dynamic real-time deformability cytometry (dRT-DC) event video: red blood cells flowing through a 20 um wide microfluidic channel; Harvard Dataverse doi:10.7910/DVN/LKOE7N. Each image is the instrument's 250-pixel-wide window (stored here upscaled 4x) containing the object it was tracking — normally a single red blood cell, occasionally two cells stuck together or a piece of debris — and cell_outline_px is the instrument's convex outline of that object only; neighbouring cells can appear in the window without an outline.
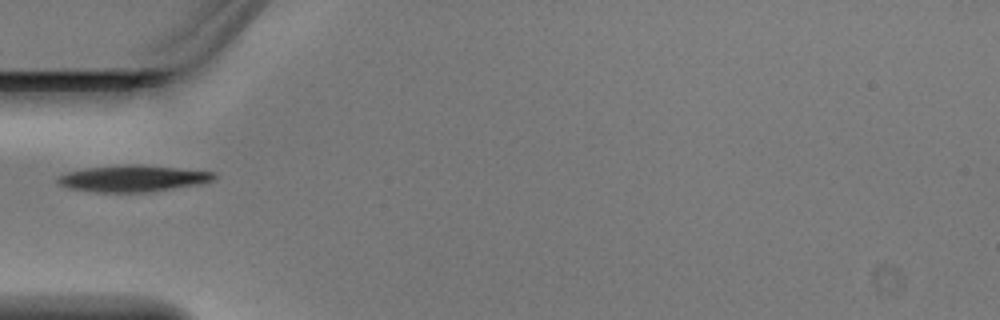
{"species": "Egyptian fruit bat (a non-hibernating species)", "species_latin": "Rousettus aegyptiacus", "temperature_condition": "warm", "stored_images_in_passage": 2, "camera_frame_rate_fps": 3000, "um_per_image_px": 0.085, "animal": {"sex": "male"}, "frame": {"image": 1, "passage_image": 1, "time_ms": 0.0, "image_size_px": [1000, 320], "cell_outline_px": [[216, 176], [212, 180], [200, 184], [148, 192], [96, 192], [68, 188], [60, 184], [56, 180], [56, 176], [68, 172], [88, 168], [128, 164], [140, 164], [216, 172]], "centroid_in_image_um": [11.29, 15.17], "position_along_channel_um": 73.7, "area_um2": 24.04}}
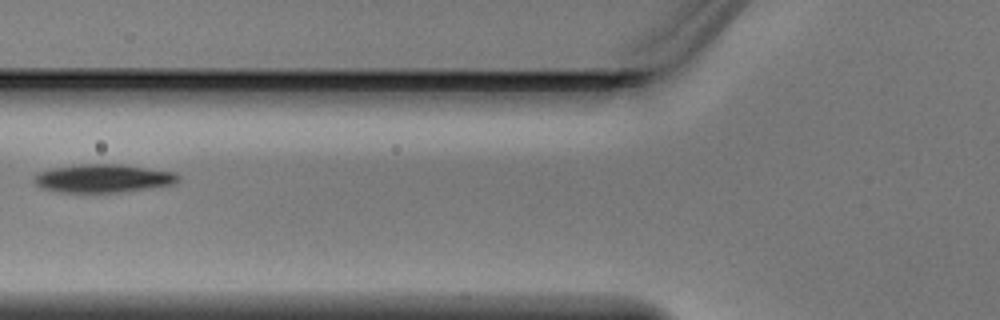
{"frame": {"image": 2, "passage_image": 2, "time_ms": 0.333, "image_size_px": [1000, 320], "cell_outline_px": [[180, 180], [172, 184], [148, 188], [120, 192], [60, 192], [44, 188], [36, 184], [36, 176], [40, 172], [56, 168], [84, 164], [120, 164], [176, 172], [180, 176]], "centroid_in_image_um": [8.85, 15.16], "position_along_channel_um": 117.0, "area_um2": 23.24}}